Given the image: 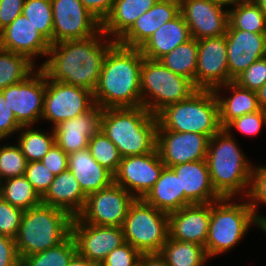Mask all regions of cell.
I'll list each match as a JSON object with an SVG mask.
<instances>
[{"label": "cell", "mask_w": 266, "mask_h": 266, "mask_svg": "<svg viewBox=\"0 0 266 266\" xmlns=\"http://www.w3.org/2000/svg\"><path fill=\"white\" fill-rule=\"evenodd\" d=\"M115 43V40L109 39L100 30L87 39L51 44L47 60L38 66L50 80L80 86L94 92L105 55Z\"/></svg>", "instance_id": "cell-1"}, {"label": "cell", "mask_w": 266, "mask_h": 266, "mask_svg": "<svg viewBox=\"0 0 266 266\" xmlns=\"http://www.w3.org/2000/svg\"><path fill=\"white\" fill-rule=\"evenodd\" d=\"M140 49L115 43L105 55L100 79L93 92L94 103L103 109L142 106Z\"/></svg>", "instance_id": "cell-2"}, {"label": "cell", "mask_w": 266, "mask_h": 266, "mask_svg": "<svg viewBox=\"0 0 266 266\" xmlns=\"http://www.w3.org/2000/svg\"><path fill=\"white\" fill-rule=\"evenodd\" d=\"M233 133L221 129L210 138L206 161L212 185L222 198H237L240 195L246 198L253 164L238 145Z\"/></svg>", "instance_id": "cell-3"}, {"label": "cell", "mask_w": 266, "mask_h": 266, "mask_svg": "<svg viewBox=\"0 0 266 266\" xmlns=\"http://www.w3.org/2000/svg\"><path fill=\"white\" fill-rule=\"evenodd\" d=\"M157 116L143 106L103 109L100 130L122 157L151 153L157 145Z\"/></svg>", "instance_id": "cell-4"}, {"label": "cell", "mask_w": 266, "mask_h": 266, "mask_svg": "<svg viewBox=\"0 0 266 266\" xmlns=\"http://www.w3.org/2000/svg\"><path fill=\"white\" fill-rule=\"evenodd\" d=\"M71 221L66 211L42 203L24 210L15 237L20 259L62 243L71 234Z\"/></svg>", "instance_id": "cell-5"}, {"label": "cell", "mask_w": 266, "mask_h": 266, "mask_svg": "<svg viewBox=\"0 0 266 266\" xmlns=\"http://www.w3.org/2000/svg\"><path fill=\"white\" fill-rule=\"evenodd\" d=\"M235 199L237 198L225 197L211 202L210 226L204 247L210 259L237 246L251 226L255 225L263 232L248 200L240 197L238 202ZM240 200L244 202L240 203Z\"/></svg>", "instance_id": "cell-6"}, {"label": "cell", "mask_w": 266, "mask_h": 266, "mask_svg": "<svg viewBox=\"0 0 266 266\" xmlns=\"http://www.w3.org/2000/svg\"><path fill=\"white\" fill-rule=\"evenodd\" d=\"M156 116L157 130L199 133L211 138L222 129L213 90L198 89L188 99L166 106Z\"/></svg>", "instance_id": "cell-7"}, {"label": "cell", "mask_w": 266, "mask_h": 266, "mask_svg": "<svg viewBox=\"0 0 266 266\" xmlns=\"http://www.w3.org/2000/svg\"><path fill=\"white\" fill-rule=\"evenodd\" d=\"M140 90L142 106L157 115L166 106L188 99L198 89L191 80L172 72L160 60L144 58Z\"/></svg>", "instance_id": "cell-8"}, {"label": "cell", "mask_w": 266, "mask_h": 266, "mask_svg": "<svg viewBox=\"0 0 266 266\" xmlns=\"http://www.w3.org/2000/svg\"><path fill=\"white\" fill-rule=\"evenodd\" d=\"M122 229L125 242L141 254L160 253L169 237L168 214L143 199H135L130 205Z\"/></svg>", "instance_id": "cell-9"}, {"label": "cell", "mask_w": 266, "mask_h": 266, "mask_svg": "<svg viewBox=\"0 0 266 266\" xmlns=\"http://www.w3.org/2000/svg\"><path fill=\"white\" fill-rule=\"evenodd\" d=\"M93 92L74 85L50 80L46 77V91L43 104V121L53 123L72 119L87 112L93 105Z\"/></svg>", "instance_id": "cell-10"}, {"label": "cell", "mask_w": 266, "mask_h": 266, "mask_svg": "<svg viewBox=\"0 0 266 266\" xmlns=\"http://www.w3.org/2000/svg\"><path fill=\"white\" fill-rule=\"evenodd\" d=\"M45 91L46 75L38 67L25 80L12 84L1 92L22 126H37L36 123L42 118Z\"/></svg>", "instance_id": "cell-11"}, {"label": "cell", "mask_w": 266, "mask_h": 266, "mask_svg": "<svg viewBox=\"0 0 266 266\" xmlns=\"http://www.w3.org/2000/svg\"><path fill=\"white\" fill-rule=\"evenodd\" d=\"M134 200L127 190L113 182L110 186L89 194L78 217L92 225L122 227Z\"/></svg>", "instance_id": "cell-12"}, {"label": "cell", "mask_w": 266, "mask_h": 266, "mask_svg": "<svg viewBox=\"0 0 266 266\" xmlns=\"http://www.w3.org/2000/svg\"><path fill=\"white\" fill-rule=\"evenodd\" d=\"M53 14L52 44L82 40L96 35L101 22L80 0H50Z\"/></svg>", "instance_id": "cell-13"}, {"label": "cell", "mask_w": 266, "mask_h": 266, "mask_svg": "<svg viewBox=\"0 0 266 266\" xmlns=\"http://www.w3.org/2000/svg\"><path fill=\"white\" fill-rule=\"evenodd\" d=\"M164 167L157 148L151 153L122 157L114 174V183L135 199H143L159 179Z\"/></svg>", "instance_id": "cell-14"}, {"label": "cell", "mask_w": 266, "mask_h": 266, "mask_svg": "<svg viewBox=\"0 0 266 266\" xmlns=\"http://www.w3.org/2000/svg\"><path fill=\"white\" fill-rule=\"evenodd\" d=\"M71 235L77 253L99 265L114 249L125 243L122 227L92 225L78 216L72 218Z\"/></svg>", "instance_id": "cell-15"}, {"label": "cell", "mask_w": 266, "mask_h": 266, "mask_svg": "<svg viewBox=\"0 0 266 266\" xmlns=\"http://www.w3.org/2000/svg\"><path fill=\"white\" fill-rule=\"evenodd\" d=\"M195 87L214 90L229 82L226 37L198 39Z\"/></svg>", "instance_id": "cell-16"}, {"label": "cell", "mask_w": 266, "mask_h": 266, "mask_svg": "<svg viewBox=\"0 0 266 266\" xmlns=\"http://www.w3.org/2000/svg\"><path fill=\"white\" fill-rule=\"evenodd\" d=\"M210 137L199 133L157 130L159 155L165 167L206 159Z\"/></svg>", "instance_id": "cell-17"}, {"label": "cell", "mask_w": 266, "mask_h": 266, "mask_svg": "<svg viewBox=\"0 0 266 266\" xmlns=\"http://www.w3.org/2000/svg\"><path fill=\"white\" fill-rule=\"evenodd\" d=\"M180 14L187 23L191 38L221 37L228 27V9L209 0H183Z\"/></svg>", "instance_id": "cell-18"}, {"label": "cell", "mask_w": 266, "mask_h": 266, "mask_svg": "<svg viewBox=\"0 0 266 266\" xmlns=\"http://www.w3.org/2000/svg\"><path fill=\"white\" fill-rule=\"evenodd\" d=\"M50 42L23 14L0 31V48L24 55L35 64L36 58L47 57Z\"/></svg>", "instance_id": "cell-19"}, {"label": "cell", "mask_w": 266, "mask_h": 266, "mask_svg": "<svg viewBox=\"0 0 266 266\" xmlns=\"http://www.w3.org/2000/svg\"><path fill=\"white\" fill-rule=\"evenodd\" d=\"M181 184V208L211 203L222 198L214 189L206 159L170 167Z\"/></svg>", "instance_id": "cell-20"}, {"label": "cell", "mask_w": 266, "mask_h": 266, "mask_svg": "<svg viewBox=\"0 0 266 266\" xmlns=\"http://www.w3.org/2000/svg\"><path fill=\"white\" fill-rule=\"evenodd\" d=\"M229 82L234 81L253 62L266 57V34L227 29Z\"/></svg>", "instance_id": "cell-21"}, {"label": "cell", "mask_w": 266, "mask_h": 266, "mask_svg": "<svg viewBox=\"0 0 266 266\" xmlns=\"http://www.w3.org/2000/svg\"><path fill=\"white\" fill-rule=\"evenodd\" d=\"M211 203L191 204L168 214L169 238L205 247L210 226Z\"/></svg>", "instance_id": "cell-22"}, {"label": "cell", "mask_w": 266, "mask_h": 266, "mask_svg": "<svg viewBox=\"0 0 266 266\" xmlns=\"http://www.w3.org/2000/svg\"><path fill=\"white\" fill-rule=\"evenodd\" d=\"M102 111L94 104L87 112L60 122L52 128L55 143L67 154L88 148L89 139L100 131Z\"/></svg>", "instance_id": "cell-23"}, {"label": "cell", "mask_w": 266, "mask_h": 266, "mask_svg": "<svg viewBox=\"0 0 266 266\" xmlns=\"http://www.w3.org/2000/svg\"><path fill=\"white\" fill-rule=\"evenodd\" d=\"M180 14V3L174 0H158L142 14L116 41L121 46L139 49L160 26Z\"/></svg>", "instance_id": "cell-24"}, {"label": "cell", "mask_w": 266, "mask_h": 266, "mask_svg": "<svg viewBox=\"0 0 266 266\" xmlns=\"http://www.w3.org/2000/svg\"><path fill=\"white\" fill-rule=\"evenodd\" d=\"M86 198L74 174L67 169L54 177L50 187L41 197V203L62 209L73 218L84 209Z\"/></svg>", "instance_id": "cell-25"}, {"label": "cell", "mask_w": 266, "mask_h": 266, "mask_svg": "<svg viewBox=\"0 0 266 266\" xmlns=\"http://www.w3.org/2000/svg\"><path fill=\"white\" fill-rule=\"evenodd\" d=\"M68 169L86 196L114 182V175L95 161L88 148L68 154Z\"/></svg>", "instance_id": "cell-26"}, {"label": "cell", "mask_w": 266, "mask_h": 266, "mask_svg": "<svg viewBox=\"0 0 266 266\" xmlns=\"http://www.w3.org/2000/svg\"><path fill=\"white\" fill-rule=\"evenodd\" d=\"M224 89L230 91L226 97L222 96ZM213 91L219 105V121L222 129L232 120L261 109L258 103L257 93L240 87L234 81L219 86Z\"/></svg>", "instance_id": "cell-27"}, {"label": "cell", "mask_w": 266, "mask_h": 266, "mask_svg": "<svg viewBox=\"0 0 266 266\" xmlns=\"http://www.w3.org/2000/svg\"><path fill=\"white\" fill-rule=\"evenodd\" d=\"M190 39L189 27L179 14L173 20L160 26L139 49L144 58L159 60Z\"/></svg>", "instance_id": "cell-28"}, {"label": "cell", "mask_w": 266, "mask_h": 266, "mask_svg": "<svg viewBox=\"0 0 266 266\" xmlns=\"http://www.w3.org/2000/svg\"><path fill=\"white\" fill-rule=\"evenodd\" d=\"M158 0H115L113 8L101 23V30L117 41L133 23Z\"/></svg>", "instance_id": "cell-29"}, {"label": "cell", "mask_w": 266, "mask_h": 266, "mask_svg": "<svg viewBox=\"0 0 266 266\" xmlns=\"http://www.w3.org/2000/svg\"><path fill=\"white\" fill-rule=\"evenodd\" d=\"M143 200L167 214L181 209V184L175 172L164 167L159 179Z\"/></svg>", "instance_id": "cell-30"}, {"label": "cell", "mask_w": 266, "mask_h": 266, "mask_svg": "<svg viewBox=\"0 0 266 266\" xmlns=\"http://www.w3.org/2000/svg\"><path fill=\"white\" fill-rule=\"evenodd\" d=\"M169 266H206L210 259L206 249L193 242H181L168 237L159 253Z\"/></svg>", "instance_id": "cell-31"}, {"label": "cell", "mask_w": 266, "mask_h": 266, "mask_svg": "<svg viewBox=\"0 0 266 266\" xmlns=\"http://www.w3.org/2000/svg\"><path fill=\"white\" fill-rule=\"evenodd\" d=\"M233 6L228 9L227 29L266 34V16L253 0H240Z\"/></svg>", "instance_id": "cell-32"}, {"label": "cell", "mask_w": 266, "mask_h": 266, "mask_svg": "<svg viewBox=\"0 0 266 266\" xmlns=\"http://www.w3.org/2000/svg\"><path fill=\"white\" fill-rule=\"evenodd\" d=\"M198 43L195 38L178 45L159 60L172 72L191 80L195 85Z\"/></svg>", "instance_id": "cell-33"}, {"label": "cell", "mask_w": 266, "mask_h": 266, "mask_svg": "<svg viewBox=\"0 0 266 266\" xmlns=\"http://www.w3.org/2000/svg\"><path fill=\"white\" fill-rule=\"evenodd\" d=\"M48 132L38 128L35 129L33 125L20 128L16 144L20 147L28 162L41 161L55 143L54 131L51 129V132Z\"/></svg>", "instance_id": "cell-34"}, {"label": "cell", "mask_w": 266, "mask_h": 266, "mask_svg": "<svg viewBox=\"0 0 266 266\" xmlns=\"http://www.w3.org/2000/svg\"><path fill=\"white\" fill-rule=\"evenodd\" d=\"M1 198L23 211L41 204V197L25 176L3 180L1 182Z\"/></svg>", "instance_id": "cell-35"}, {"label": "cell", "mask_w": 266, "mask_h": 266, "mask_svg": "<svg viewBox=\"0 0 266 266\" xmlns=\"http://www.w3.org/2000/svg\"><path fill=\"white\" fill-rule=\"evenodd\" d=\"M35 69L36 64L24 55L0 48V91L25 80Z\"/></svg>", "instance_id": "cell-36"}, {"label": "cell", "mask_w": 266, "mask_h": 266, "mask_svg": "<svg viewBox=\"0 0 266 266\" xmlns=\"http://www.w3.org/2000/svg\"><path fill=\"white\" fill-rule=\"evenodd\" d=\"M76 253V243L70 234L59 245L24 257L21 266H66Z\"/></svg>", "instance_id": "cell-37"}, {"label": "cell", "mask_w": 266, "mask_h": 266, "mask_svg": "<svg viewBox=\"0 0 266 266\" xmlns=\"http://www.w3.org/2000/svg\"><path fill=\"white\" fill-rule=\"evenodd\" d=\"M88 149L98 164L113 175L116 173L122 156L116 145L101 130L89 139Z\"/></svg>", "instance_id": "cell-38"}, {"label": "cell", "mask_w": 266, "mask_h": 266, "mask_svg": "<svg viewBox=\"0 0 266 266\" xmlns=\"http://www.w3.org/2000/svg\"><path fill=\"white\" fill-rule=\"evenodd\" d=\"M22 14L52 44L53 14L50 0H25Z\"/></svg>", "instance_id": "cell-39"}, {"label": "cell", "mask_w": 266, "mask_h": 266, "mask_svg": "<svg viewBox=\"0 0 266 266\" xmlns=\"http://www.w3.org/2000/svg\"><path fill=\"white\" fill-rule=\"evenodd\" d=\"M1 143V140H0ZM1 145V144H0ZM28 161L15 144H3L0 146V180L24 176Z\"/></svg>", "instance_id": "cell-40"}, {"label": "cell", "mask_w": 266, "mask_h": 266, "mask_svg": "<svg viewBox=\"0 0 266 266\" xmlns=\"http://www.w3.org/2000/svg\"><path fill=\"white\" fill-rule=\"evenodd\" d=\"M248 200L254 215L262 228L266 226V215L258 213L259 203L266 205V166L253 165L250 188L245 200Z\"/></svg>", "instance_id": "cell-41"}, {"label": "cell", "mask_w": 266, "mask_h": 266, "mask_svg": "<svg viewBox=\"0 0 266 266\" xmlns=\"http://www.w3.org/2000/svg\"><path fill=\"white\" fill-rule=\"evenodd\" d=\"M263 126L266 129V111L260 109L259 111L245 114L232 120L224 129L226 131L235 129L244 135H255L256 137L261 132Z\"/></svg>", "instance_id": "cell-42"}, {"label": "cell", "mask_w": 266, "mask_h": 266, "mask_svg": "<svg viewBox=\"0 0 266 266\" xmlns=\"http://www.w3.org/2000/svg\"><path fill=\"white\" fill-rule=\"evenodd\" d=\"M234 82L242 88L258 91L266 83V57L253 62Z\"/></svg>", "instance_id": "cell-43"}, {"label": "cell", "mask_w": 266, "mask_h": 266, "mask_svg": "<svg viewBox=\"0 0 266 266\" xmlns=\"http://www.w3.org/2000/svg\"><path fill=\"white\" fill-rule=\"evenodd\" d=\"M23 210L0 198V235L15 239Z\"/></svg>", "instance_id": "cell-44"}, {"label": "cell", "mask_w": 266, "mask_h": 266, "mask_svg": "<svg viewBox=\"0 0 266 266\" xmlns=\"http://www.w3.org/2000/svg\"><path fill=\"white\" fill-rule=\"evenodd\" d=\"M24 176L40 197L46 193L55 177L41 161L28 162Z\"/></svg>", "instance_id": "cell-45"}, {"label": "cell", "mask_w": 266, "mask_h": 266, "mask_svg": "<svg viewBox=\"0 0 266 266\" xmlns=\"http://www.w3.org/2000/svg\"><path fill=\"white\" fill-rule=\"evenodd\" d=\"M141 253L125 242L114 249L100 264V266H138Z\"/></svg>", "instance_id": "cell-46"}, {"label": "cell", "mask_w": 266, "mask_h": 266, "mask_svg": "<svg viewBox=\"0 0 266 266\" xmlns=\"http://www.w3.org/2000/svg\"><path fill=\"white\" fill-rule=\"evenodd\" d=\"M22 125L16 120L13 111L7 105V101L0 91V140H6L7 138L17 134Z\"/></svg>", "instance_id": "cell-47"}, {"label": "cell", "mask_w": 266, "mask_h": 266, "mask_svg": "<svg viewBox=\"0 0 266 266\" xmlns=\"http://www.w3.org/2000/svg\"><path fill=\"white\" fill-rule=\"evenodd\" d=\"M41 162L56 176L68 169V154L54 143Z\"/></svg>", "instance_id": "cell-48"}, {"label": "cell", "mask_w": 266, "mask_h": 266, "mask_svg": "<svg viewBox=\"0 0 266 266\" xmlns=\"http://www.w3.org/2000/svg\"><path fill=\"white\" fill-rule=\"evenodd\" d=\"M0 266H21L15 239L0 235Z\"/></svg>", "instance_id": "cell-49"}, {"label": "cell", "mask_w": 266, "mask_h": 266, "mask_svg": "<svg viewBox=\"0 0 266 266\" xmlns=\"http://www.w3.org/2000/svg\"><path fill=\"white\" fill-rule=\"evenodd\" d=\"M25 0H0V31L22 14Z\"/></svg>", "instance_id": "cell-50"}, {"label": "cell", "mask_w": 266, "mask_h": 266, "mask_svg": "<svg viewBox=\"0 0 266 266\" xmlns=\"http://www.w3.org/2000/svg\"><path fill=\"white\" fill-rule=\"evenodd\" d=\"M83 6L101 23L111 12L115 0H80Z\"/></svg>", "instance_id": "cell-51"}, {"label": "cell", "mask_w": 266, "mask_h": 266, "mask_svg": "<svg viewBox=\"0 0 266 266\" xmlns=\"http://www.w3.org/2000/svg\"><path fill=\"white\" fill-rule=\"evenodd\" d=\"M139 266H169L159 253L142 254Z\"/></svg>", "instance_id": "cell-52"}, {"label": "cell", "mask_w": 266, "mask_h": 266, "mask_svg": "<svg viewBox=\"0 0 266 266\" xmlns=\"http://www.w3.org/2000/svg\"><path fill=\"white\" fill-rule=\"evenodd\" d=\"M66 266H100L76 253Z\"/></svg>", "instance_id": "cell-53"}, {"label": "cell", "mask_w": 266, "mask_h": 266, "mask_svg": "<svg viewBox=\"0 0 266 266\" xmlns=\"http://www.w3.org/2000/svg\"><path fill=\"white\" fill-rule=\"evenodd\" d=\"M256 93L260 108L266 111V83Z\"/></svg>", "instance_id": "cell-54"}, {"label": "cell", "mask_w": 266, "mask_h": 266, "mask_svg": "<svg viewBox=\"0 0 266 266\" xmlns=\"http://www.w3.org/2000/svg\"><path fill=\"white\" fill-rule=\"evenodd\" d=\"M210 2L222 5L223 7H232L234 4H236L240 0H209Z\"/></svg>", "instance_id": "cell-55"}, {"label": "cell", "mask_w": 266, "mask_h": 266, "mask_svg": "<svg viewBox=\"0 0 266 266\" xmlns=\"http://www.w3.org/2000/svg\"><path fill=\"white\" fill-rule=\"evenodd\" d=\"M253 1L261 9L263 14L266 16V0H253Z\"/></svg>", "instance_id": "cell-56"}, {"label": "cell", "mask_w": 266, "mask_h": 266, "mask_svg": "<svg viewBox=\"0 0 266 266\" xmlns=\"http://www.w3.org/2000/svg\"><path fill=\"white\" fill-rule=\"evenodd\" d=\"M1 182H2V181L0 180V198H1Z\"/></svg>", "instance_id": "cell-57"}, {"label": "cell", "mask_w": 266, "mask_h": 266, "mask_svg": "<svg viewBox=\"0 0 266 266\" xmlns=\"http://www.w3.org/2000/svg\"><path fill=\"white\" fill-rule=\"evenodd\" d=\"M263 232L264 234H266V226L263 228Z\"/></svg>", "instance_id": "cell-58"}]
</instances>
